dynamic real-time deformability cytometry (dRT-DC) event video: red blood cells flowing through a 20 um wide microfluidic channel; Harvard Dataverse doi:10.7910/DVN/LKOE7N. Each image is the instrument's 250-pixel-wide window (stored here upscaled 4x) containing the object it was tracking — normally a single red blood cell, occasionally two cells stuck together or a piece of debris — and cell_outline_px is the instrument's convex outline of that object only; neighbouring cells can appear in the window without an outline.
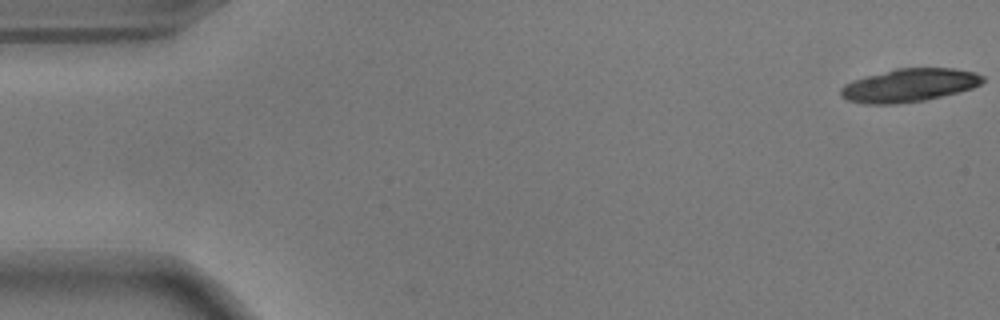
{"species": "common noctule bat (a hibernating species)", "species_latin": "Nyctalus noctula", "temperature_condition": "warm", "stored_images_in_passage": 19, "camera_frame_rate_fps": 3000, "um_per_image_px": 0.085, "animal": {"sex": "male", "body_mass_g": 17.9}, "frame": {"image": 1, "passage_image": 1, "time_ms": 0.0, "image_size_px": [1000, 320], "cell_outline_px": [[984, 80], [980, 84], [972, 88], [924, 100], [896, 104], [864, 104], [848, 100], [840, 96], [840, 88], [844, 84], [852, 80], [896, 68], [952, 68], [976, 72], [984, 76]], "centroid_in_image_um": [77.26, 7.24], "position_along_channel_um": 7.7, "area_um2": 27.4}}